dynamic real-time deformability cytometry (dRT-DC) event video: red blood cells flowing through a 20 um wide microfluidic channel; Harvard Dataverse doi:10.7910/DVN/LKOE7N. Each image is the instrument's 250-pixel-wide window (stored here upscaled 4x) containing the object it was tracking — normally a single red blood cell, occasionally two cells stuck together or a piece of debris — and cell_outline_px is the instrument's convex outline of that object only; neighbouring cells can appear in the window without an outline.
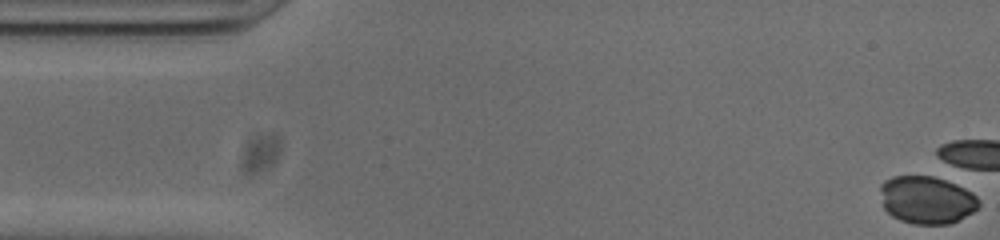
{"species": "common noctule bat (a hibernating species)", "species_latin": "Nyctalus noctula", "temperature_condition": "cold", "stored_images_in_passage": 1, "camera_frame_rate_fps": 3000, "um_per_image_px": 0.085, "animal": {"sex": "male", "body_mass_g": 20.0, "forearm_length_mm": 53.3}, "frame": {"image": 1, "passage_image": 1, "time_ms": 0.0, "image_size_px": [1000, 240], "cell_outline_px": [[980, 204], [972, 212], [948, 224], [912, 224], [900, 220], [892, 216], [884, 208], [880, 192], [880, 184], [884, 180], [892, 176], [932, 176], [956, 184], [972, 192], [980, 200]], "centroid_in_image_um": [78.74, 16.98], "position_along_channel_um": 6.3, "area_um2": 27.28}}